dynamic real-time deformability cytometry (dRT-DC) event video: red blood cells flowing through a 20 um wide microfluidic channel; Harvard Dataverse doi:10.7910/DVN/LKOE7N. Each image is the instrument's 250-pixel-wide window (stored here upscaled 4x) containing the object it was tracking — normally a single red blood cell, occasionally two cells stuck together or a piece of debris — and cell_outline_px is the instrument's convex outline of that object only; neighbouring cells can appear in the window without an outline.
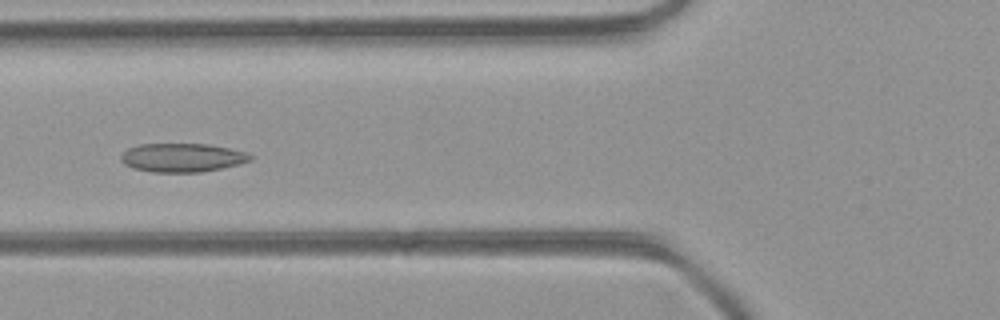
{"species": "common noctule bat (a hibernating species)", "species_latin": "Nyctalus noctula", "temperature_condition": "room temperature", "stored_images_in_passage": 5, "camera_frame_rate_fps": 3000, "um_per_image_px": 0.085, "animal": {"sex": "female", "body_mass_g": 21.9}, "frame": {"image": 1, "passage_image": 5, "time_ms": 1.333, "image_size_px": [1000, 320], "cell_outline_px": [[252, 160], [240, 164], [200, 172], [152, 172], [132, 168], [124, 164], [120, 160], [120, 156], [128, 148], [140, 144], [208, 144], [228, 148], [244, 152], [252, 156]], "centroid_in_image_um": [15.45, 13.4], "position_along_channel_um": 110.3, "area_um2": 21.56}}